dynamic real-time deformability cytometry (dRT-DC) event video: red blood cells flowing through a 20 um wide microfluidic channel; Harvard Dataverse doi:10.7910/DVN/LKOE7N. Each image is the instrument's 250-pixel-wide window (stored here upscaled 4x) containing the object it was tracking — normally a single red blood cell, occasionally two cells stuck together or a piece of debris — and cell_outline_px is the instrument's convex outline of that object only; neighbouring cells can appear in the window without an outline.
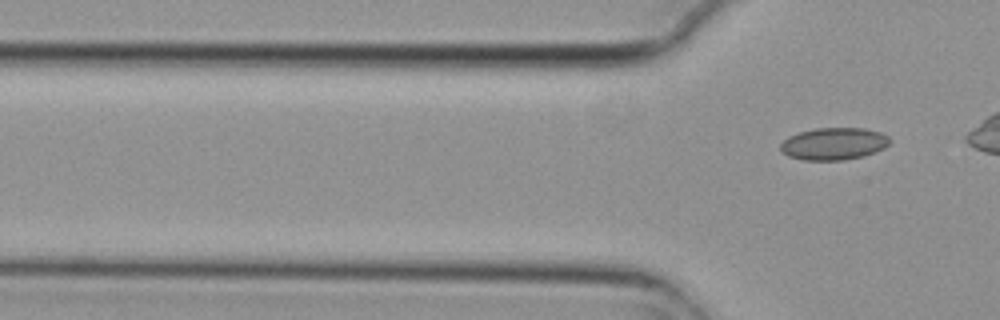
{"species": "common noctule bat (a hibernating species)", "species_latin": "Nyctalus noctula", "temperature_condition": "cold", "stored_images_in_passage": 6, "segment_of_instrument_passage": [2, 2], "camera_frame_rate_fps": 3000, "um_per_image_px": 0.085, "animal": {"sex": "female", "body_mass_g": 29.2, "forearm_length_mm": 56.3}, "frame": {"image": 1, "passage_image": 6, "time_ms": 1.667, "image_size_px": [1000, 320], "cell_outline_px": [[892, 140], [884, 148], [876, 152], [864, 156], [844, 160], [804, 160], [788, 156], [780, 152], [780, 144], [788, 136], [800, 132], [816, 128], [864, 128], [880, 132], [888, 136]], "centroid_in_image_um": [70.87, 12.22], "position_along_channel_um": 54.9, "area_um2": 20.69}}